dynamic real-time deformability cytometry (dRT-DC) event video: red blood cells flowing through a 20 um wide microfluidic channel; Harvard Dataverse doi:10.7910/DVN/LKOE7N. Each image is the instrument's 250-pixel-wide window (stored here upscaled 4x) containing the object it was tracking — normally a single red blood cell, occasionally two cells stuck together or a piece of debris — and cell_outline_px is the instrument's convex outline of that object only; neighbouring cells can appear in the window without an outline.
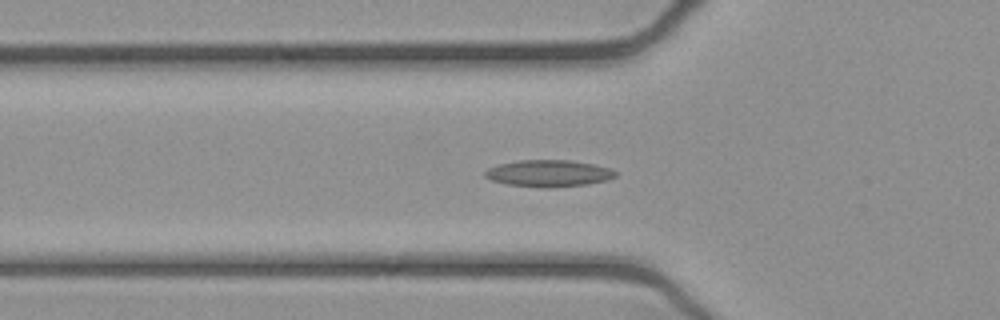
{"species": "common noctule bat (a hibernating species)", "species_latin": "Nyctalus noctula", "temperature_condition": "cold", "stored_images_in_passage": 41, "camera_frame_rate_fps": 3000, "um_per_image_px": 0.085, "animal": {"sex": "female", "body_mass_g": 21.9}, "frame": {"image": 1, "passage_image": 6, "time_ms": 1.667, "image_size_px": [1000, 320], "cell_outline_px": [[616, 176], [608, 180], [588, 184], [548, 188], [540, 188], [508, 184], [492, 180], [484, 176], [484, 172], [488, 168], [500, 164], [520, 160], [568, 160], [592, 164], [612, 168], [616, 172]], "centroid_in_image_um": [46.65, 14.74], "position_along_channel_um": 79.1, "area_um2": 20.35}}
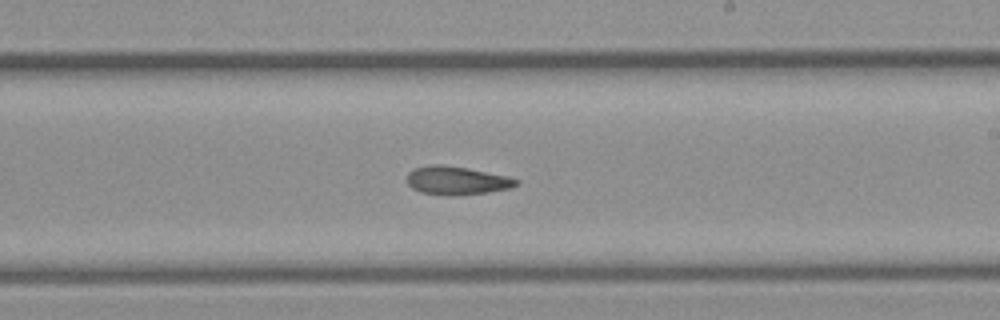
{"frame": {"image": 2, "passage_image": 19, "time_ms": 6.0, "image_size_px": [1000, 320], "cell_outline_px": [[520, 184], [512, 188], [488, 192], [452, 196], [448, 196], [420, 192], [412, 188], [408, 184], [408, 172], [416, 168], [432, 164], [440, 164], [468, 168], [508, 176], [520, 180]], "centroid_in_image_um": [38.87, 15.35], "position_along_channel_um": 250.1, "area_um2": 18.21}}
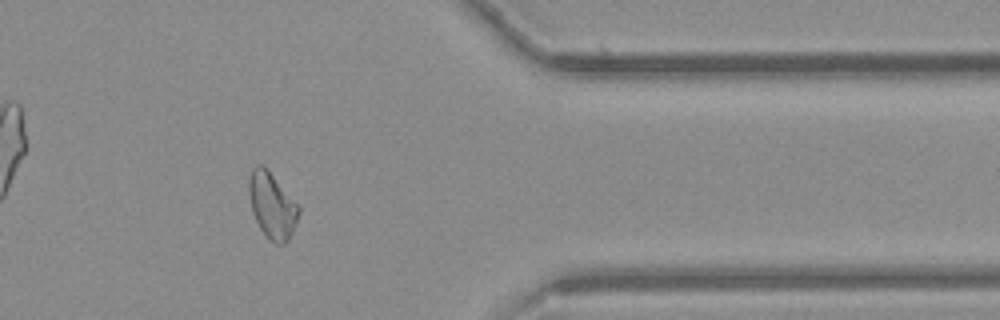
{"frame": {"image": 3, "passage_image": 31, "time_ms": 10.0, "image_size_px": [1000, 320], "cell_outline_px": [[300, 212], [296, 224], [288, 240], [284, 244], [276, 244], [260, 228], [252, 212], [248, 192], [248, 180], [252, 168], [256, 164], [260, 164], [272, 176], [300, 208]], "centroid_in_image_um": [23.1, 17.48], "position_along_channel_um": 388.3, "area_um2": 18.5}, "authors_computed_cell_mechanics": {"area_um2": 18.6694, "velocity_mm_per_s": 3.9227, "shape_relaxation_time_tau1_ms": null, "shape_relaxation_time_tau2_ms": 5.8126, "deformation_change_tau1": null, "deformation_change_tau2": 0.1326}}